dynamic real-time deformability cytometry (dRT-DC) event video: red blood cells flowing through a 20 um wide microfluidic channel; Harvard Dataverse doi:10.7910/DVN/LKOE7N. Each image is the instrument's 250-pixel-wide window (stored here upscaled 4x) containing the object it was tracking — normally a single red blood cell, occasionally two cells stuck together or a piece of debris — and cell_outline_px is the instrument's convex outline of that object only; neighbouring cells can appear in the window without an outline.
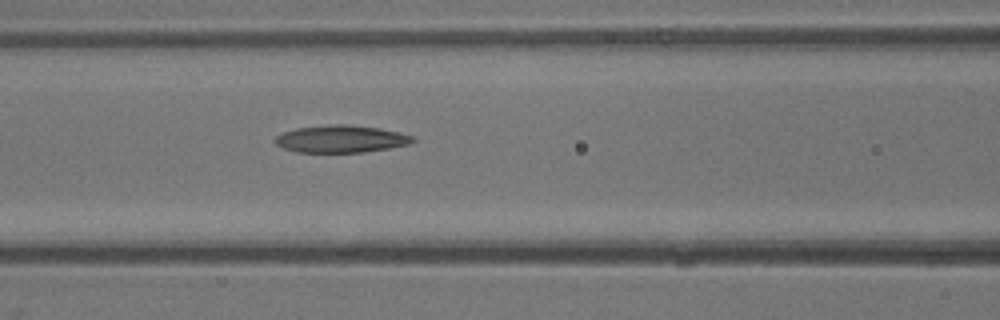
{"species": "common noctule bat (a hibernating species)", "species_latin": "Nyctalus noctula", "temperature_condition": "warm", "stored_images_in_passage": 13, "camera_frame_rate_fps": 3000, "um_per_image_px": 0.085, "animal": {"sex": "male", "body_mass_g": 13.3}, "frame": {"image": 1, "passage_image": 13, "time_ms": 4.0, "image_size_px": [1000, 320], "cell_outline_px": [[412, 140], [404, 144], [384, 148], [356, 152], [304, 152], [288, 148], [280, 144], [276, 140], [280, 136], [288, 132], [304, 128], [372, 128], [392, 132], [408, 136]], "centroid_in_image_um": [28.96, 11.88], "position_along_channel_um": 137.6, "area_um2": 18.73}}